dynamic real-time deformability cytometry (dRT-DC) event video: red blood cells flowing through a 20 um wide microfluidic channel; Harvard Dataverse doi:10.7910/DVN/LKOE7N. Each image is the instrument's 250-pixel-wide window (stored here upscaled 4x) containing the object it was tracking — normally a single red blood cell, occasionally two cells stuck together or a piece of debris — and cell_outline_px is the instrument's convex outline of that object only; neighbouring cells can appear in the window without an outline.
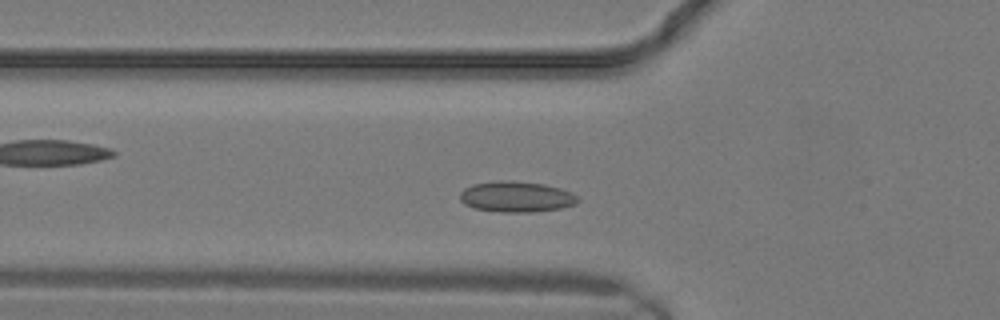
{"species": "common noctule bat (a hibernating species)", "species_latin": "Nyctalus noctula", "temperature_condition": "warm", "stored_images_in_passage": 11, "camera_frame_rate_fps": 3000, "um_per_image_px": 0.085, "animal": {"sex": "male", "body_mass_g": 19.2, "forearm_length_mm": 51.8}, "frame": {"image": 1, "passage_image": 4, "time_ms": 1.0, "image_size_px": [1000, 320], "cell_outline_px": [[580, 200], [576, 204], [560, 208], [532, 212], [500, 212], [476, 208], [464, 204], [460, 200], [460, 192], [464, 188], [472, 184], [500, 180], [512, 180], [544, 184], [560, 188], [572, 192]], "centroid_in_image_um": [43.89, 16.71], "position_along_channel_um": 81.9, "area_um2": 21.21}}
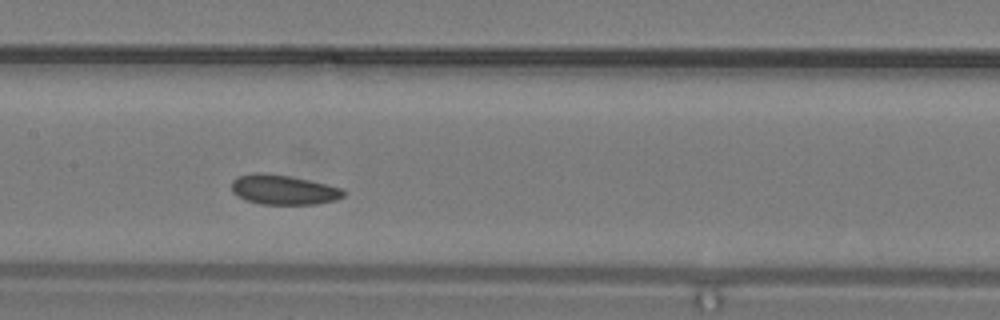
{"frame": {"image": 2, "passage_image": 8, "time_ms": 2.333, "image_size_px": [1000, 320], "cell_outline_px": [[344, 196], [336, 200], [316, 204], [260, 204], [244, 200], [232, 192], [232, 180], [236, 176], [252, 172], [264, 172], [288, 176], [308, 180], [340, 188], [344, 192]], "centroid_in_image_um": [24.02, 16.12], "position_along_channel_um": 183.4, "area_um2": 19.42}}
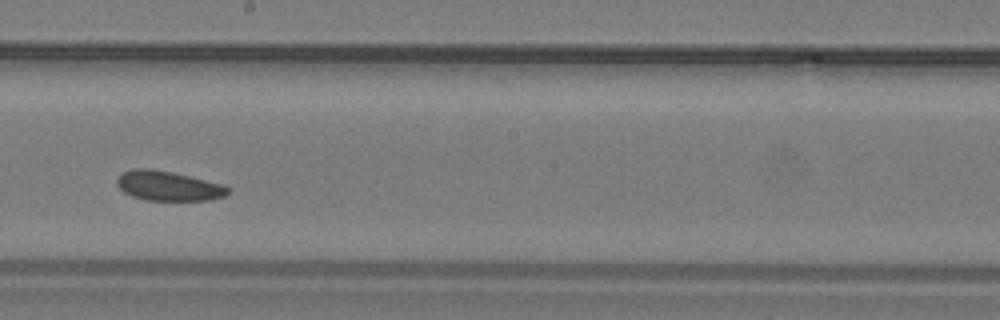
{"frame": {"image": 3, "passage_image": 10, "time_ms": 3.0, "image_size_px": [1000, 320], "cell_outline_px": [[232, 192], [224, 196], [208, 200], [148, 200], [132, 196], [124, 192], [116, 184], [116, 180], [124, 172], [136, 168], [152, 168], [172, 172], [220, 184], [232, 188]], "centroid_in_image_um": [14.32, 15.8], "position_along_channel_um": 233.9, "area_um2": 19.02}}